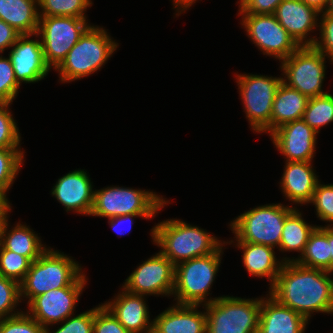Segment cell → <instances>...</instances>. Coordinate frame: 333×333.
<instances>
[{
  "label": "cell",
  "instance_id": "cell-1",
  "mask_svg": "<svg viewBox=\"0 0 333 333\" xmlns=\"http://www.w3.org/2000/svg\"><path fill=\"white\" fill-rule=\"evenodd\" d=\"M333 272L284 262L269 294L307 321L314 312L333 315Z\"/></svg>",
  "mask_w": 333,
  "mask_h": 333
},
{
  "label": "cell",
  "instance_id": "cell-2",
  "mask_svg": "<svg viewBox=\"0 0 333 333\" xmlns=\"http://www.w3.org/2000/svg\"><path fill=\"white\" fill-rule=\"evenodd\" d=\"M153 244L175 266L181 262L215 253L225 241L199 226L180 219H168L154 225L150 231Z\"/></svg>",
  "mask_w": 333,
  "mask_h": 333
},
{
  "label": "cell",
  "instance_id": "cell-3",
  "mask_svg": "<svg viewBox=\"0 0 333 333\" xmlns=\"http://www.w3.org/2000/svg\"><path fill=\"white\" fill-rule=\"evenodd\" d=\"M72 258L49 247L31 263L26 276L20 282L21 300H28V304L34 297L51 290L67 286H86V274L78 261Z\"/></svg>",
  "mask_w": 333,
  "mask_h": 333
},
{
  "label": "cell",
  "instance_id": "cell-4",
  "mask_svg": "<svg viewBox=\"0 0 333 333\" xmlns=\"http://www.w3.org/2000/svg\"><path fill=\"white\" fill-rule=\"evenodd\" d=\"M103 27L91 25L55 69L62 83L90 76L100 70L119 44Z\"/></svg>",
  "mask_w": 333,
  "mask_h": 333
},
{
  "label": "cell",
  "instance_id": "cell-5",
  "mask_svg": "<svg viewBox=\"0 0 333 333\" xmlns=\"http://www.w3.org/2000/svg\"><path fill=\"white\" fill-rule=\"evenodd\" d=\"M225 246L224 243L215 253L196 257L175 266L172 297L176 304L204 306L219 298L208 299L207 296L210 295V289L219 271Z\"/></svg>",
  "mask_w": 333,
  "mask_h": 333
},
{
  "label": "cell",
  "instance_id": "cell-6",
  "mask_svg": "<svg viewBox=\"0 0 333 333\" xmlns=\"http://www.w3.org/2000/svg\"><path fill=\"white\" fill-rule=\"evenodd\" d=\"M295 208L272 203L244 211L229 224L234 241L225 242H249L279 248L285 219Z\"/></svg>",
  "mask_w": 333,
  "mask_h": 333
},
{
  "label": "cell",
  "instance_id": "cell-7",
  "mask_svg": "<svg viewBox=\"0 0 333 333\" xmlns=\"http://www.w3.org/2000/svg\"><path fill=\"white\" fill-rule=\"evenodd\" d=\"M167 198L153 191L129 187L108 186L94 191L90 216L112 218L139 214L141 219H151L170 203Z\"/></svg>",
  "mask_w": 333,
  "mask_h": 333
},
{
  "label": "cell",
  "instance_id": "cell-8",
  "mask_svg": "<svg viewBox=\"0 0 333 333\" xmlns=\"http://www.w3.org/2000/svg\"><path fill=\"white\" fill-rule=\"evenodd\" d=\"M260 307L261 297L219 296L202 306L206 312L207 333H258Z\"/></svg>",
  "mask_w": 333,
  "mask_h": 333
},
{
  "label": "cell",
  "instance_id": "cell-9",
  "mask_svg": "<svg viewBox=\"0 0 333 333\" xmlns=\"http://www.w3.org/2000/svg\"><path fill=\"white\" fill-rule=\"evenodd\" d=\"M235 77L249 127L256 133H269L273 101L283 77L252 73Z\"/></svg>",
  "mask_w": 333,
  "mask_h": 333
},
{
  "label": "cell",
  "instance_id": "cell-10",
  "mask_svg": "<svg viewBox=\"0 0 333 333\" xmlns=\"http://www.w3.org/2000/svg\"><path fill=\"white\" fill-rule=\"evenodd\" d=\"M327 58L314 46H300L281 61L282 82L308 98L328 93L323 88ZM285 75V76H284Z\"/></svg>",
  "mask_w": 333,
  "mask_h": 333
},
{
  "label": "cell",
  "instance_id": "cell-11",
  "mask_svg": "<svg viewBox=\"0 0 333 333\" xmlns=\"http://www.w3.org/2000/svg\"><path fill=\"white\" fill-rule=\"evenodd\" d=\"M91 26L87 18L40 16L37 30L46 65L55 70Z\"/></svg>",
  "mask_w": 333,
  "mask_h": 333
},
{
  "label": "cell",
  "instance_id": "cell-12",
  "mask_svg": "<svg viewBox=\"0 0 333 333\" xmlns=\"http://www.w3.org/2000/svg\"><path fill=\"white\" fill-rule=\"evenodd\" d=\"M251 42L263 55L279 62L289 57L300 45L277 21L274 14H238Z\"/></svg>",
  "mask_w": 333,
  "mask_h": 333
},
{
  "label": "cell",
  "instance_id": "cell-13",
  "mask_svg": "<svg viewBox=\"0 0 333 333\" xmlns=\"http://www.w3.org/2000/svg\"><path fill=\"white\" fill-rule=\"evenodd\" d=\"M123 283L122 288L133 294L172 296L175 265L158 252L139 264Z\"/></svg>",
  "mask_w": 333,
  "mask_h": 333
},
{
  "label": "cell",
  "instance_id": "cell-14",
  "mask_svg": "<svg viewBox=\"0 0 333 333\" xmlns=\"http://www.w3.org/2000/svg\"><path fill=\"white\" fill-rule=\"evenodd\" d=\"M84 288L85 286H67L40 294L28 303L26 312L44 328L59 325L74 314Z\"/></svg>",
  "mask_w": 333,
  "mask_h": 333
},
{
  "label": "cell",
  "instance_id": "cell-15",
  "mask_svg": "<svg viewBox=\"0 0 333 333\" xmlns=\"http://www.w3.org/2000/svg\"><path fill=\"white\" fill-rule=\"evenodd\" d=\"M317 132L303 119L285 123L271 132L270 138L285 162H312L315 157Z\"/></svg>",
  "mask_w": 333,
  "mask_h": 333
},
{
  "label": "cell",
  "instance_id": "cell-16",
  "mask_svg": "<svg viewBox=\"0 0 333 333\" xmlns=\"http://www.w3.org/2000/svg\"><path fill=\"white\" fill-rule=\"evenodd\" d=\"M33 36H36V39H32ZM37 38V34L21 35L8 54L15 78L20 85L39 82L50 72L44 60L41 39Z\"/></svg>",
  "mask_w": 333,
  "mask_h": 333
},
{
  "label": "cell",
  "instance_id": "cell-17",
  "mask_svg": "<svg viewBox=\"0 0 333 333\" xmlns=\"http://www.w3.org/2000/svg\"><path fill=\"white\" fill-rule=\"evenodd\" d=\"M93 182L85 169L70 171L60 177L51 190V195L64 206L66 212L79 215L91 214L94 203Z\"/></svg>",
  "mask_w": 333,
  "mask_h": 333
},
{
  "label": "cell",
  "instance_id": "cell-18",
  "mask_svg": "<svg viewBox=\"0 0 333 333\" xmlns=\"http://www.w3.org/2000/svg\"><path fill=\"white\" fill-rule=\"evenodd\" d=\"M277 21L300 46H313L316 37L310 33L319 29L320 13L301 0H283L274 12Z\"/></svg>",
  "mask_w": 333,
  "mask_h": 333
},
{
  "label": "cell",
  "instance_id": "cell-19",
  "mask_svg": "<svg viewBox=\"0 0 333 333\" xmlns=\"http://www.w3.org/2000/svg\"><path fill=\"white\" fill-rule=\"evenodd\" d=\"M111 301L103 305L130 333H152L153 319H150L146 296L133 294L124 288Z\"/></svg>",
  "mask_w": 333,
  "mask_h": 333
},
{
  "label": "cell",
  "instance_id": "cell-20",
  "mask_svg": "<svg viewBox=\"0 0 333 333\" xmlns=\"http://www.w3.org/2000/svg\"><path fill=\"white\" fill-rule=\"evenodd\" d=\"M199 307L174 303L153 319L152 333H207L206 312Z\"/></svg>",
  "mask_w": 333,
  "mask_h": 333
},
{
  "label": "cell",
  "instance_id": "cell-21",
  "mask_svg": "<svg viewBox=\"0 0 333 333\" xmlns=\"http://www.w3.org/2000/svg\"><path fill=\"white\" fill-rule=\"evenodd\" d=\"M284 173L280 179L281 191L286 200L295 205H307L311 202L319 179L313 162H285Z\"/></svg>",
  "mask_w": 333,
  "mask_h": 333
},
{
  "label": "cell",
  "instance_id": "cell-22",
  "mask_svg": "<svg viewBox=\"0 0 333 333\" xmlns=\"http://www.w3.org/2000/svg\"><path fill=\"white\" fill-rule=\"evenodd\" d=\"M261 297L258 333H305L308 321L270 294Z\"/></svg>",
  "mask_w": 333,
  "mask_h": 333
},
{
  "label": "cell",
  "instance_id": "cell-23",
  "mask_svg": "<svg viewBox=\"0 0 333 333\" xmlns=\"http://www.w3.org/2000/svg\"><path fill=\"white\" fill-rule=\"evenodd\" d=\"M225 244H235L242 250L243 265L249 275L257 278L266 277L270 283L269 289L273 286L284 263L281 257L277 259L273 247L249 242H225Z\"/></svg>",
  "mask_w": 333,
  "mask_h": 333
},
{
  "label": "cell",
  "instance_id": "cell-24",
  "mask_svg": "<svg viewBox=\"0 0 333 333\" xmlns=\"http://www.w3.org/2000/svg\"><path fill=\"white\" fill-rule=\"evenodd\" d=\"M11 228L7 219L0 235V245L4 249L28 257L33 262L49 248L42 244L38 234L26 224L19 221Z\"/></svg>",
  "mask_w": 333,
  "mask_h": 333
},
{
  "label": "cell",
  "instance_id": "cell-25",
  "mask_svg": "<svg viewBox=\"0 0 333 333\" xmlns=\"http://www.w3.org/2000/svg\"><path fill=\"white\" fill-rule=\"evenodd\" d=\"M309 98L281 82L272 107L269 134L281 125L303 118Z\"/></svg>",
  "mask_w": 333,
  "mask_h": 333
},
{
  "label": "cell",
  "instance_id": "cell-26",
  "mask_svg": "<svg viewBox=\"0 0 333 333\" xmlns=\"http://www.w3.org/2000/svg\"><path fill=\"white\" fill-rule=\"evenodd\" d=\"M0 19L21 35H35L40 19L38 0H0Z\"/></svg>",
  "mask_w": 333,
  "mask_h": 333
},
{
  "label": "cell",
  "instance_id": "cell-27",
  "mask_svg": "<svg viewBox=\"0 0 333 333\" xmlns=\"http://www.w3.org/2000/svg\"><path fill=\"white\" fill-rule=\"evenodd\" d=\"M292 258V259H291ZM283 257L284 262L295 261L307 267L331 272L330 245L328 243V226H318L310 234L305 249L299 257Z\"/></svg>",
  "mask_w": 333,
  "mask_h": 333
},
{
  "label": "cell",
  "instance_id": "cell-28",
  "mask_svg": "<svg viewBox=\"0 0 333 333\" xmlns=\"http://www.w3.org/2000/svg\"><path fill=\"white\" fill-rule=\"evenodd\" d=\"M302 215L303 213L296 206L286 217L278 248L279 251L281 250L283 253L296 251L300 253L298 257L303 253L310 234L318 225H309Z\"/></svg>",
  "mask_w": 333,
  "mask_h": 333
},
{
  "label": "cell",
  "instance_id": "cell-29",
  "mask_svg": "<svg viewBox=\"0 0 333 333\" xmlns=\"http://www.w3.org/2000/svg\"><path fill=\"white\" fill-rule=\"evenodd\" d=\"M24 156L21 148H0V197L7 198V192L22 168Z\"/></svg>",
  "mask_w": 333,
  "mask_h": 333
},
{
  "label": "cell",
  "instance_id": "cell-30",
  "mask_svg": "<svg viewBox=\"0 0 333 333\" xmlns=\"http://www.w3.org/2000/svg\"><path fill=\"white\" fill-rule=\"evenodd\" d=\"M302 119L319 134L320 128L333 122V95L328 92L309 98Z\"/></svg>",
  "mask_w": 333,
  "mask_h": 333
},
{
  "label": "cell",
  "instance_id": "cell-31",
  "mask_svg": "<svg viewBox=\"0 0 333 333\" xmlns=\"http://www.w3.org/2000/svg\"><path fill=\"white\" fill-rule=\"evenodd\" d=\"M92 0H38L39 16H70L87 18Z\"/></svg>",
  "mask_w": 333,
  "mask_h": 333
},
{
  "label": "cell",
  "instance_id": "cell-32",
  "mask_svg": "<svg viewBox=\"0 0 333 333\" xmlns=\"http://www.w3.org/2000/svg\"><path fill=\"white\" fill-rule=\"evenodd\" d=\"M31 263L28 257L4 249L0 245V276L20 283L30 269Z\"/></svg>",
  "mask_w": 333,
  "mask_h": 333
},
{
  "label": "cell",
  "instance_id": "cell-33",
  "mask_svg": "<svg viewBox=\"0 0 333 333\" xmlns=\"http://www.w3.org/2000/svg\"><path fill=\"white\" fill-rule=\"evenodd\" d=\"M20 302V283L0 276V319L21 313V310L16 309Z\"/></svg>",
  "mask_w": 333,
  "mask_h": 333
},
{
  "label": "cell",
  "instance_id": "cell-34",
  "mask_svg": "<svg viewBox=\"0 0 333 333\" xmlns=\"http://www.w3.org/2000/svg\"><path fill=\"white\" fill-rule=\"evenodd\" d=\"M12 103L0 102V148H21V135L13 114Z\"/></svg>",
  "mask_w": 333,
  "mask_h": 333
},
{
  "label": "cell",
  "instance_id": "cell-35",
  "mask_svg": "<svg viewBox=\"0 0 333 333\" xmlns=\"http://www.w3.org/2000/svg\"><path fill=\"white\" fill-rule=\"evenodd\" d=\"M309 204L314 205L317 218L326 224L329 222L325 226H333V184H321L319 181Z\"/></svg>",
  "mask_w": 333,
  "mask_h": 333
},
{
  "label": "cell",
  "instance_id": "cell-36",
  "mask_svg": "<svg viewBox=\"0 0 333 333\" xmlns=\"http://www.w3.org/2000/svg\"><path fill=\"white\" fill-rule=\"evenodd\" d=\"M20 86L10 58L0 54V102L12 103L19 93Z\"/></svg>",
  "mask_w": 333,
  "mask_h": 333
},
{
  "label": "cell",
  "instance_id": "cell-37",
  "mask_svg": "<svg viewBox=\"0 0 333 333\" xmlns=\"http://www.w3.org/2000/svg\"><path fill=\"white\" fill-rule=\"evenodd\" d=\"M0 333H44V327L22 310L17 315L0 319Z\"/></svg>",
  "mask_w": 333,
  "mask_h": 333
},
{
  "label": "cell",
  "instance_id": "cell-38",
  "mask_svg": "<svg viewBox=\"0 0 333 333\" xmlns=\"http://www.w3.org/2000/svg\"><path fill=\"white\" fill-rule=\"evenodd\" d=\"M93 322L94 308L78 315H71L61 322L60 327H57V329L53 331L47 326L44 328V333H93Z\"/></svg>",
  "mask_w": 333,
  "mask_h": 333
},
{
  "label": "cell",
  "instance_id": "cell-39",
  "mask_svg": "<svg viewBox=\"0 0 333 333\" xmlns=\"http://www.w3.org/2000/svg\"><path fill=\"white\" fill-rule=\"evenodd\" d=\"M319 19V37L313 46L333 64V14L322 12Z\"/></svg>",
  "mask_w": 333,
  "mask_h": 333
},
{
  "label": "cell",
  "instance_id": "cell-40",
  "mask_svg": "<svg viewBox=\"0 0 333 333\" xmlns=\"http://www.w3.org/2000/svg\"><path fill=\"white\" fill-rule=\"evenodd\" d=\"M93 333H130L101 303L94 308Z\"/></svg>",
  "mask_w": 333,
  "mask_h": 333
},
{
  "label": "cell",
  "instance_id": "cell-41",
  "mask_svg": "<svg viewBox=\"0 0 333 333\" xmlns=\"http://www.w3.org/2000/svg\"><path fill=\"white\" fill-rule=\"evenodd\" d=\"M283 0H239L238 14H274Z\"/></svg>",
  "mask_w": 333,
  "mask_h": 333
},
{
  "label": "cell",
  "instance_id": "cell-42",
  "mask_svg": "<svg viewBox=\"0 0 333 333\" xmlns=\"http://www.w3.org/2000/svg\"><path fill=\"white\" fill-rule=\"evenodd\" d=\"M20 36L18 31L0 19V54L10 49Z\"/></svg>",
  "mask_w": 333,
  "mask_h": 333
},
{
  "label": "cell",
  "instance_id": "cell-43",
  "mask_svg": "<svg viewBox=\"0 0 333 333\" xmlns=\"http://www.w3.org/2000/svg\"><path fill=\"white\" fill-rule=\"evenodd\" d=\"M139 217H141L139 214H128V215H122V216H115V217L109 218L108 223H109L110 227L112 228V230L114 232H116L119 236H121L126 233H130V230L132 229V224L134 222V218H139ZM125 225H126V227H125Z\"/></svg>",
  "mask_w": 333,
  "mask_h": 333
},
{
  "label": "cell",
  "instance_id": "cell-44",
  "mask_svg": "<svg viewBox=\"0 0 333 333\" xmlns=\"http://www.w3.org/2000/svg\"><path fill=\"white\" fill-rule=\"evenodd\" d=\"M12 204H10L8 198L0 197V235L2 233V228L5 221L8 219L9 214L11 212Z\"/></svg>",
  "mask_w": 333,
  "mask_h": 333
},
{
  "label": "cell",
  "instance_id": "cell-45",
  "mask_svg": "<svg viewBox=\"0 0 333 333\" xmlns=\"http://www.w3.org/2000/svg\"><path fill=\"white\" fill-rule=\"evenodd\" d=\"M198 0H173V9H176L175 16H180V14L185 13L190 7L193 6Z\"/></svg>",
  "mask_w": 333,
  "mask_h": 333
},
{
  "label": "cell",
  "instance_id": "cell-46",
  "mask_svg": "<svg viewBox=\"0 0 333 333\" xmlns=\"http://www.w3.org/2000/svg\"><path fill=\"white\" fill-rule=\"evenodd\" d=\"M308 6L315 8L319 13L325 12L328 0H301Z\"/></svg>",
  "mask_w": 333,
  "mask_h": 333
},
{
  "label": "cell",
  "instance_id": "cell-47",
  "mask_svg": "<svg viewBox=\"0 0 333 333\" xmlns=\"http://www.w3.org/2000/svg\"><path fill=\"white\" fill-rule=\"evenodd\" d=\"M328 243L330 245L331 272H333V226H328Z\"/></svg>",
  "mask_w": 333,
  "mask_h": 333
},
{
  "label": "cell",
  "instance_id": "cell-48",
  "mask_svg": "<svg viewBox=\"0 0 333 333\" xmlns=\"http://www.w3.org/2000/svg\"><path fill=\"white\" fill-rule=\"evenodd\" d=\"M325 12L333 14V0H328V5Z\"/></svg>",
  "mask_w": 333,
  "mask_h": 333
}]
</instances>
